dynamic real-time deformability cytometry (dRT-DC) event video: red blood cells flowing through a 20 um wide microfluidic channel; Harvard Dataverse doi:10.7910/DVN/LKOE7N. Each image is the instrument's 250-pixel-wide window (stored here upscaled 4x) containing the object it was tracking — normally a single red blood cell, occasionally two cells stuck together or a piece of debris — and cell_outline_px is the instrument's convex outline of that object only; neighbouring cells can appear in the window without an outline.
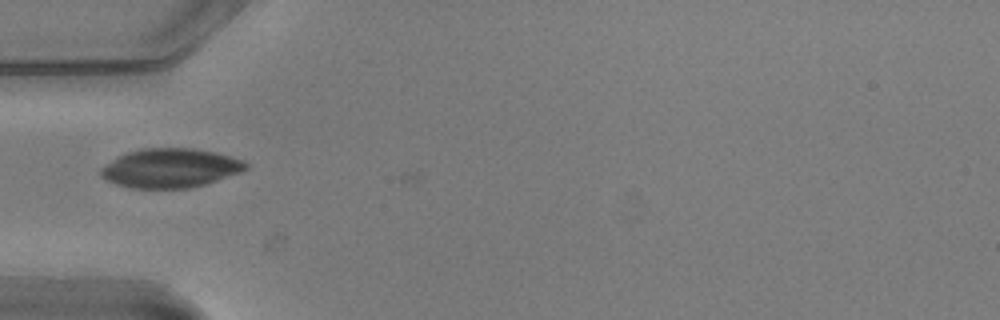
{"species": "common noctule bat (a hibernating species)", "species_latin": "Nyctalus noctula", "temperature_condition": "warm", "stored_images_in_passage": 15, "camera_frame_rate_fps": 3000, "um_per_image_px": 0.085, "animal": {"sex": "male", "body_mass_g": 20.5, "forearm_length_mm": 52.5}, "frame": {"image": 1, "passage_image": 1, "time_ms": 0.0, "image_size_px": [1000, 320], "cell_outline_px": [[248, 168], [240, 172], [192, 188], [132, 188], [116, 184], [100, 176], [100, 168], [112, 160], [128, 152], [140, 148], [196, 148], [244, 160], [248, 164]], "centroid_in_image_um": [14.47, 14.28], "position_along_channel_um": 70.5, "area_um2": 32.83}}
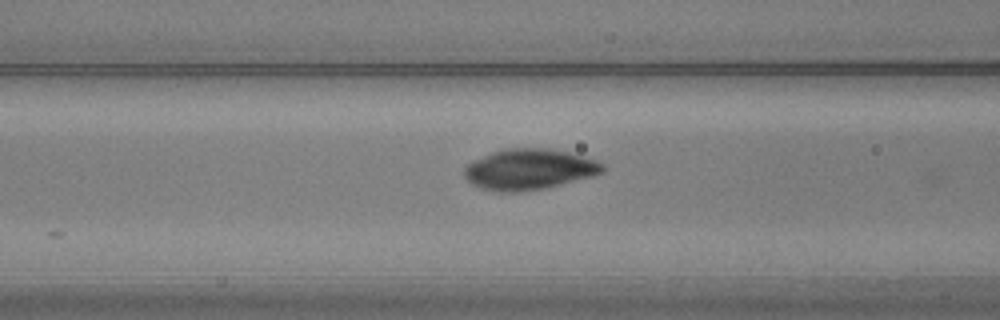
{"frame": {"image": 2, "passage_image": 5, "time_ms": 1.333, "image_size_px": [1000, 320], "cell_outline_px": [[604, 172], [596, 176], [544, 188], [520, 192], [496, 192], [480, 188], [472, 184], [464, 176], [464, 168], [468, 164], [492, 152], [504, 148], [544, 148], [568, 152], [596, 160], [604, 164]], "centroid_in_image_um": [45.0, 14.4], "position_along_channel_um": 121.6, "area_um2": 32.89}}
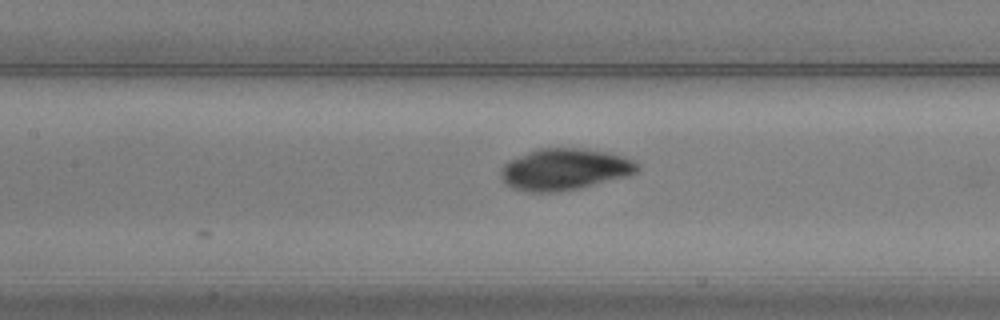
{"frame": {"image": 3, "passage_image": 8, "time_ms": 2.333, "image_size_px": [1000, 320], "cell_outline_px": [[640, 168], [636, 172], [628, 176], [580, 188], [556, 192], [524, 192], [512, 188], [504, 184], [500, 176], [500, 168], [508, 160], [536, 148], [580, 148], [604, 152], [624, 156], [640, 164]], "centroid_in_image_um": [47.94, 14.4], "position_along_channel_um": 159.5, "area_um2": 33.41}}